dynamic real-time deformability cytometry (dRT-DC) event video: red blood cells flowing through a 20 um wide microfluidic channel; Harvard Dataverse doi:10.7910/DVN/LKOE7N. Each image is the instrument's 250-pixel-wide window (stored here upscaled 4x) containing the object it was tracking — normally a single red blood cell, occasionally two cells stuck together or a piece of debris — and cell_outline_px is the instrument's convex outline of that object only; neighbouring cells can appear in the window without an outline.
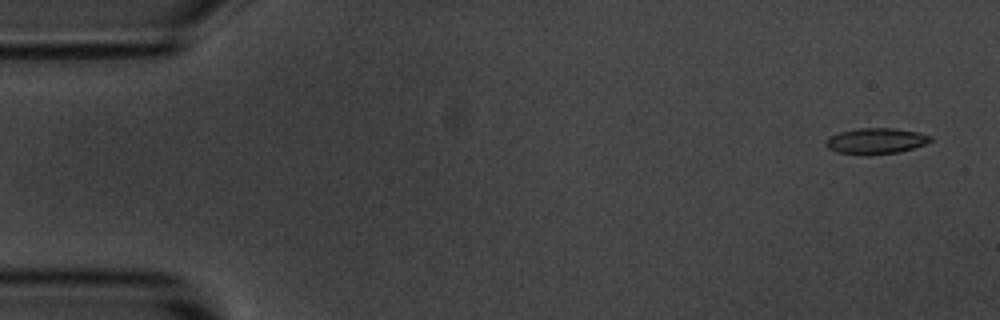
{"species": "common noctule bat (a hibernating species)", "species_latin": "Nyctalus noctula", "temperature_condition": "room temperature", "stored_images_in_passage": 5, "camera_frame_rate_fps": 3000, "um_per_image_px": 0.085, "animal": {"sex": "male", "body_mass_g": 20.1, "forearm_length_mm": 53.5}, "frame": {"image": 1, "passage_image": 1, "time_ms": 0.0, "image_size_px": [1000, 320], "cell_outline_px": [[936, 140], [900, 152], [868, 156], [836, 152], [828, 148], [824, 144], [832, 136], [840, 132], [860, 128], [896, 128], [916, 132], [932, 136]], "centroid_in_image_um": [74.49, 12.0], "position_along_channel_um": 10.5, "area_um2": 15.9}}